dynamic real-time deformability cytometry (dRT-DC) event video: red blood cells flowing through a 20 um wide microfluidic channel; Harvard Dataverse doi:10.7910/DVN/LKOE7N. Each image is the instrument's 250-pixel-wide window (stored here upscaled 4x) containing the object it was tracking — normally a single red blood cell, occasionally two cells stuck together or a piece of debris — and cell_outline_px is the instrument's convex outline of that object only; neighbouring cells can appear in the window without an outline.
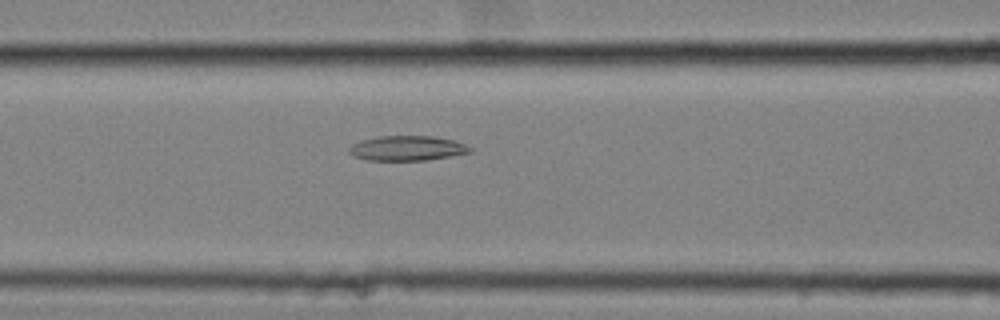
{"species": "common noctule bat (a hibernating species)", "species_latin": "Nyctalus noctula", "temperature_condition": "cold", "stored_images_in_passage": 44, "camera_frame_rate_fps": 3000, "um_per_image_px": 0.085, "animal": {"sex": "female", "body_mass_g": 25.1}, "frame": {"image": 1, "passage_image": 11, "time_ms": 3.333, "image_size_px": [1000, 320], "cell_outline_px": [[472, 152], [452, 156], [428, 160], [368, 160], [352, 156], [348, 152], [348, 148], [352, 144], [364, 140], [380, 136], [432, 136], [452, 140], [464, 144], [472, 148]], "centroid_in_image_um": [34.61, 12.61], "position_along_channel_um": 132.0, "area_um2": 17.46}}
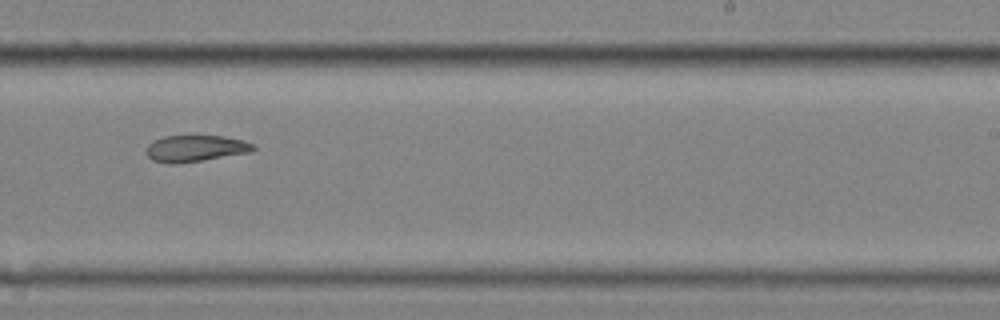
{"frame": {"image": 2, "passage_image": 23, "time_ms": 7.333, "image_size_px": [1000, 320], "cell_outline_px": [[256, 148], [252, 152], [204, 160], [172, 164], [168, 164], [152, 160], [148, 156], [148, 144], [164, 136], [224, 136], [244, 140], [256, 144]], "centroid_in_image_um": [16.69, 12.62], "position_along_channel_um": 272.3, "area_um2": 16.53}}
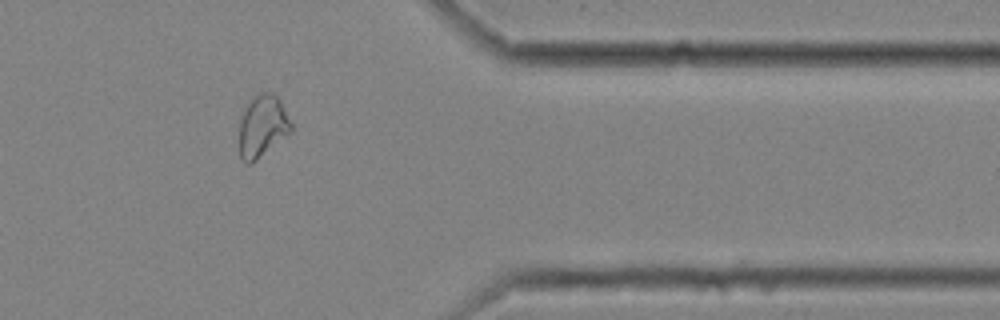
{"frame": {"image": 3, "passage_image": 34, "time_ms": 11.0, "image_size_px": [1000, 320], "cell_outline_px": [[292, 132], [252, 164], [248, 164], [240, 156], [240, 116], [248, 104], [260, 92], [272, 92], [280, 100], [292, 124]], "centroid_in_image_um": [22.33, 10.74], "position_along_channel_um": 389.1, "area_um2": 18.67}}